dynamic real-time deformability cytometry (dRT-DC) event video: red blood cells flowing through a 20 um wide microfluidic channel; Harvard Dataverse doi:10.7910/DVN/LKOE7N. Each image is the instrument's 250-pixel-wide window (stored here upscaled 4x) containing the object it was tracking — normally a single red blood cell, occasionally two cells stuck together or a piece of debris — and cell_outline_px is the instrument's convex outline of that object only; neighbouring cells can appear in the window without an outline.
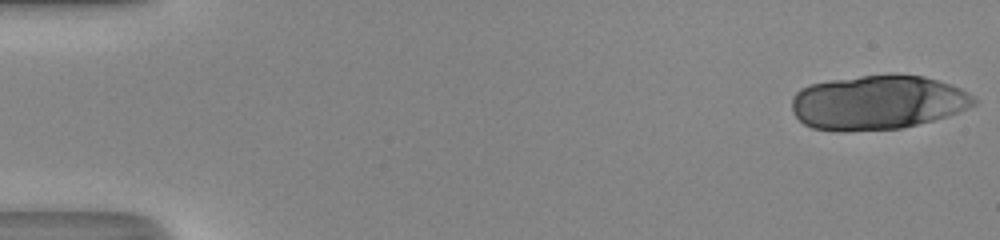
{"species": "human", "species_latin": "Homo sapiens", "temperature_condition": "room temperature", "stored_images_in_passage": 18, "camera_frame_rate_fps": 3000, "um_per_image_px": 0.085, "donor": {"sex": "male"}, "frame": {"image": 1, "passage_image": 1, "time_ms": 0.0, "image_size_px": [1000, 240], "cell_outline_px": [[976, 104], [960, 112], [948, 116], [900, 128], [844, 132], [836, 132], [812, 128], [804, 124], [792, 112], [792, 96], [800, 88], [808, 84], [828, 80], [892, 72], [924, 76], [960, 88], [968, 92], [976, 100]], "centroid_in_image_um": [74.57, 8.69], "position_along_channel_um": 10.4, "area_um2": 58.49}}